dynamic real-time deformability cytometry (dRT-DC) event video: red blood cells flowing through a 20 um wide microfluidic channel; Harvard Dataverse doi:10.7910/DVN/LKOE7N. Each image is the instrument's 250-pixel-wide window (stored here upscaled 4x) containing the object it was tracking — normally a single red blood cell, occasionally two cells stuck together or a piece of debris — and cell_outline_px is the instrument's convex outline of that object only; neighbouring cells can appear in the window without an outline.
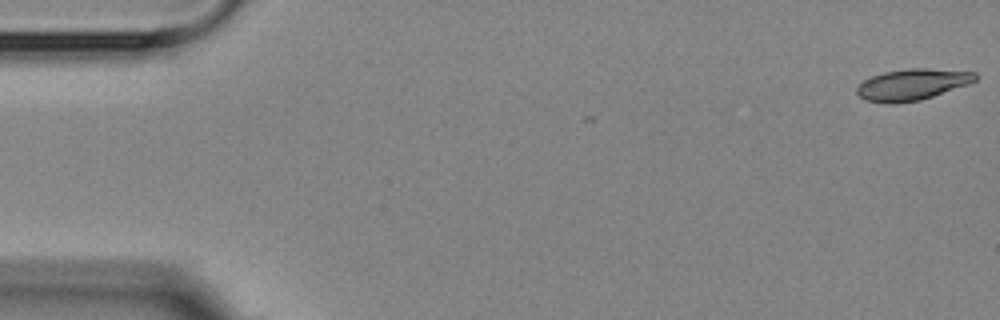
{"species": "Egyptian fruit bat (a non-hibernating species)", "species_latin": "Rousettus aegyptiacus", "temperature_condition": "room temperature", "stored_images_in_passage": 5, "camera_frame_rate_fps": 3000, "um_per_image_px": 0.085, "animal": {"sex": "female"}, "frame": {"image": 1, "passage_image": 1, "time_ms": 0.0, "image_size_px": [1000, 320], "cell_outline_px": [[980, 76], [976, 80], [968, 84], [920, 100], [892, 104], [864, 100], [856, 92], [856, 88], [864, 80], [872, 76], [884, 72], [908, 68], [924, 68], [976, 72]], "centroid_in_image_um": [77.54, 7.18], "position_along_channel_um": 7.5, "area_um2": 21.5}}